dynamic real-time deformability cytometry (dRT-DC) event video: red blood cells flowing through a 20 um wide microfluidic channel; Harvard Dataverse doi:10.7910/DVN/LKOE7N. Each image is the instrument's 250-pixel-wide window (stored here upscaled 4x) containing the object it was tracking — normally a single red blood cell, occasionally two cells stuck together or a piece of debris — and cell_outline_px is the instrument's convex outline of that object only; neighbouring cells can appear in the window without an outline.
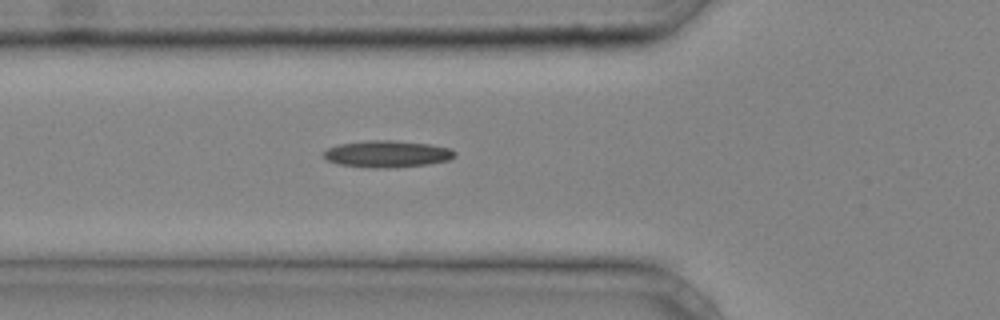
{"species": "common noctule bat (a hibernating species)", "species_latin": "Nyctalus noctula", "temperature_condition": "cold", "stored_images_in_passage": 31, "camera_frame_rate_fps": 3000, "um_per_image_px": 0.085, "animal": {"sex": "male", "body_mass_g": 20.4}, "frame": {"image": 1, "passage_image": 5, "time_ms": 1.333, "image_size_px": [1000, 320], "cell_outline_px": [[456, 156], [448, 160], [428, 164], [396, 168], [368, 168], [340, 164], [328, 160], [324, 156], [324, 152], [328, 148], [340, 144], [368, 140], [392, 140], [428, 144], [452, 148], [456, 152]], "centroid_in_image_um": [32.95, 13.09], "position_along_channel_um": 92.8, "area_um2": 20.52}}